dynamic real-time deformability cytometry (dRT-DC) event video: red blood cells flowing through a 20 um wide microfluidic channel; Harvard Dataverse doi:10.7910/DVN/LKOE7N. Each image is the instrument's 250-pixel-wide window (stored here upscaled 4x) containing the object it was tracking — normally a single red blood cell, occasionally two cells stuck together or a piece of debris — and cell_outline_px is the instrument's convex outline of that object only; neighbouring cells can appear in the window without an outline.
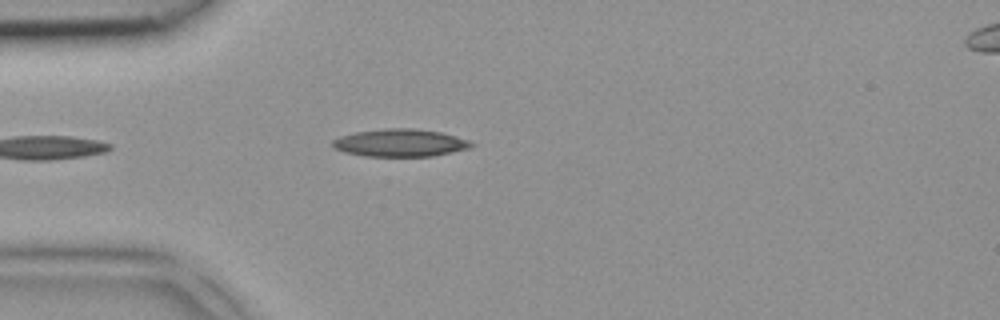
{"species": "common noctule bat (a hibernating species)", "species_latin": "Nyctalus noctula", "temperature_condition": "room temperature", "stored_images_in_passage": 4, "camera_frame_rate_fps": 3000, "um_per_image_px": 0.085, "animal": {"sex": "female", "body_mass_g": 18.4}, "frame": {"image": 1, "passage_image": 4, "time_ms": 1.0, "image_size_px": [1000, 320], "cell_outline_px": [[476, 144], [468, 148], [452, 152], [432, 156], [364, 156], [344, 152], [332, 148], [332, 140], [340, 136], [356, 132], [384, 128], [416, 128], [440, 132], [456, 136], [468, 140]], "centroid_in_image_um": [33.99, 12.14], "position_along_channel_um": 51.0, "area_um2": 22.37}}